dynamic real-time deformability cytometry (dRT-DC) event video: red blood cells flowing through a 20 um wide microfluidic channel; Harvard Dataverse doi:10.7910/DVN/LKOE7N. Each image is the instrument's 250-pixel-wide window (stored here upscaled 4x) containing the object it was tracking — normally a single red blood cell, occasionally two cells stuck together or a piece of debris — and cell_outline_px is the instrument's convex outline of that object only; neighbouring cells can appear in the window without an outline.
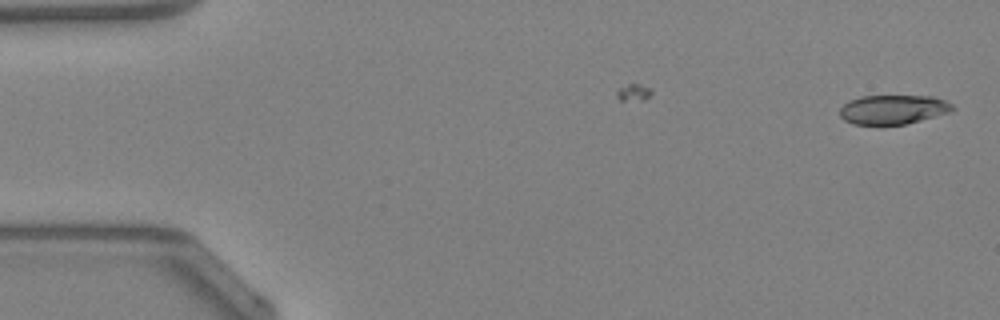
{"species": "Egyptian fruit bat (a non-hibernating species)", "species_latin": "Rousettus aegyptiacus", "temperature_condition": "warm", "stored_images_in_passage": 7, "camera_frame_rate_fps": 3000, "um_per_image_px": 0.085, "animal": {"sex": "female"}, "frame": {"image": 1, "passage_image": 1, "time_ms": 0.0, "image_size_px": [1000, 320], "cell_outline_px": [[956, 108], [952, 112], [904, 124], [852, 124], [844, 120], [840, 116], [840, 108], [848, 100], [860, 96], [932, 96], [944, 100], [952, 104]], "centroid_in_image_um": [75.92, 9.3], "position_along_channel_um": 9.1, "area_um2": 19.25}}